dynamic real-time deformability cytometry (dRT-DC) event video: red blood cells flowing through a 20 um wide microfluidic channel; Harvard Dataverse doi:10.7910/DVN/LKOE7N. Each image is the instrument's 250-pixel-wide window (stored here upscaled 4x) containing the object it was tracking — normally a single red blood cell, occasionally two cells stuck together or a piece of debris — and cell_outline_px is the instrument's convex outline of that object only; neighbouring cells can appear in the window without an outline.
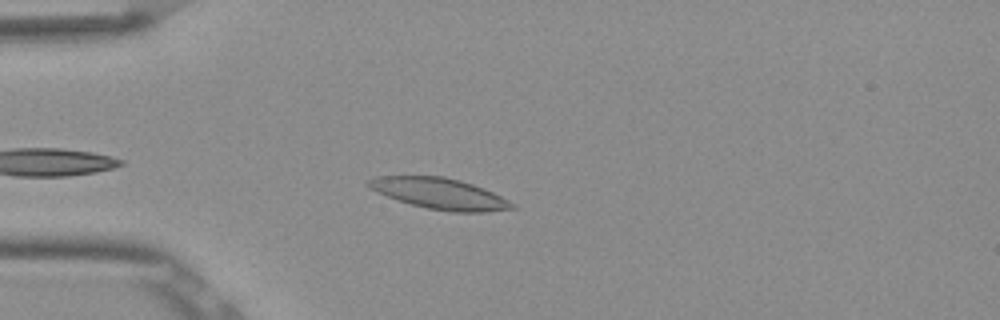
{"species": "Egyptian fruit bat (a non-hibernating species)", "species_latin": "Rousettus aegyptiacus", "temperature_condition": "room temperature", "stored_images_in_passage": 41, "camera_frame_rate_fps": 3000, "um_per_image_px": 0.085, "frame": {"image": 1, "passage_image": 5, "time_ms": 1.333, "image_size_px": [1000, 320], "cell_outline_px": [[516, 208], [484, 212], [452, 212], [428, 208], [412, 204], [388, 196], [368, 188], [364, 184], [368, 180], [376, 176], [444, 176], [460, 180], [472, 184], [492, 192], [516, 204]], "centroid_in_image_um": [37.36, 16.45], "position_along_channel_um": 47.6, "area_um2": 25.72}}
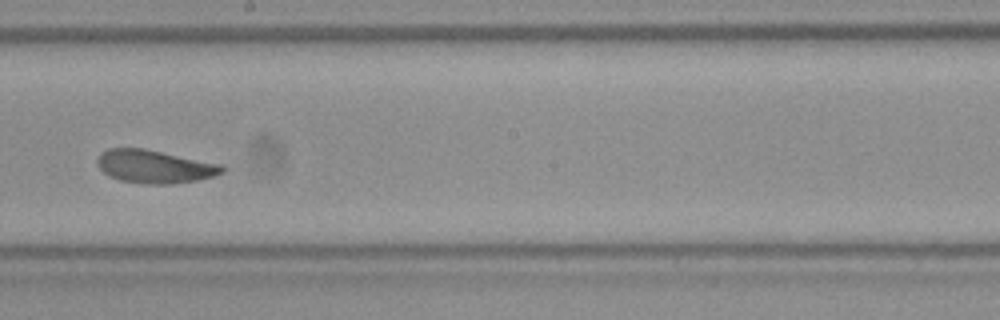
{"frame": {"image": 2, "passage_image": 21, "time_ms": 6.667, "image_size_px": [1000, 320], "cell_outline_px": [[228, 168], [224, 172], [212, 176], [196, 180], [172, 184], [148, 184], [120, 180], [108, 176], [96, 164], [96, 160], [100, 152], [108, 148], [144, 148], [224, 164]], "centroid_in_image_um": [13.16, 14.14], "position_along_channel_um": 235.0, "area_um2": 24.39}}
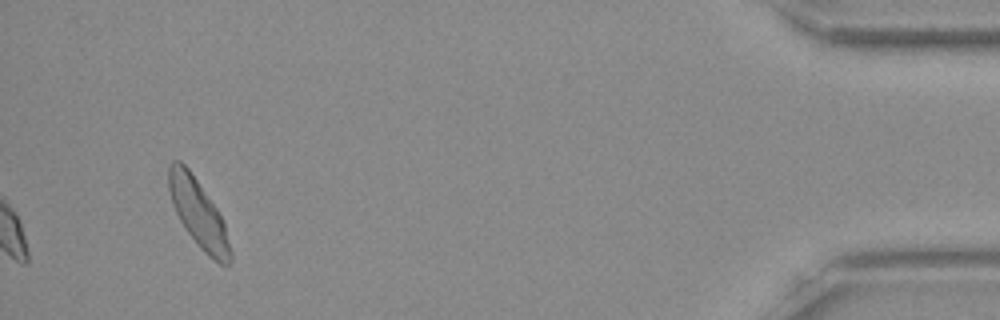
{"frame": {"image": 3, "passage_image": 41, "time_ms": 13.333, "image_size_px": [1000, 320], "cell_outline_px": [[232, 260], [228, 264], [220, 264], [208, 256], [200, 248], [188, 232], [180, 220], [172, 204], [168, 188], [168, 164], [172, 160], [180, 160], [188, 168], [216, 208], [224, 224], [232, 252]], "centroid_in_image_um": [16.84, 18.13], "position_along_channel_um": 418.4, "area_um2": 24.04}, "authors_computed_cell_mechanics": {"area_um2": 23.698, "velocity_mm_per_s": 3.8331, "shape_relaxation_time_tau1_ms": 3.5155, "shape_relaxation_time_tau2_ms": 2.0777, "deformation_change_tau1": 0.1148, "deformation_change_tau2": 0.0841}}